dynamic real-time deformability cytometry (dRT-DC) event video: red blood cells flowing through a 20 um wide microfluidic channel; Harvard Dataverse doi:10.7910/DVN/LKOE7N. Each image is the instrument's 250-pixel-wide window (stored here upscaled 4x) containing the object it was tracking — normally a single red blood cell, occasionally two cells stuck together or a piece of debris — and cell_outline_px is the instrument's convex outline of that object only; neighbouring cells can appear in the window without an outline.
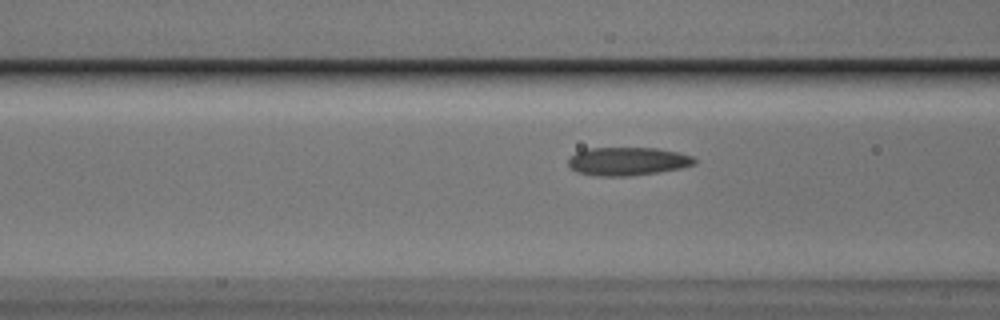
{"species": "Egyptian fruit bat (a non-hibernating species)", "species_latin": "Rousettus aegyptiacus", "temperature_condition": "cold", "stored_images_in_passage": 19, "camera_frame_rate_fps": 3000, "um_per_image_px": 0.085, "animal": {"sex": "male"}, "frame": {"image": 1, "passage_image": 17, "time_ms": 5.333, "image_size_px": [1000, 320], "cell_outline_px": [[696, 164], [680, 168], [656, 172], [628, 176], [600, 176], [576, 172], [568, 164], [568, 160], [576, 152], [588, 148], [656, 148], [680, 152], [692, 156], [696, 160]], "centroid_in_image_um": [53.36, 13.7], "position_along_channel_um": 113.2, "area_um2": 20.69}}